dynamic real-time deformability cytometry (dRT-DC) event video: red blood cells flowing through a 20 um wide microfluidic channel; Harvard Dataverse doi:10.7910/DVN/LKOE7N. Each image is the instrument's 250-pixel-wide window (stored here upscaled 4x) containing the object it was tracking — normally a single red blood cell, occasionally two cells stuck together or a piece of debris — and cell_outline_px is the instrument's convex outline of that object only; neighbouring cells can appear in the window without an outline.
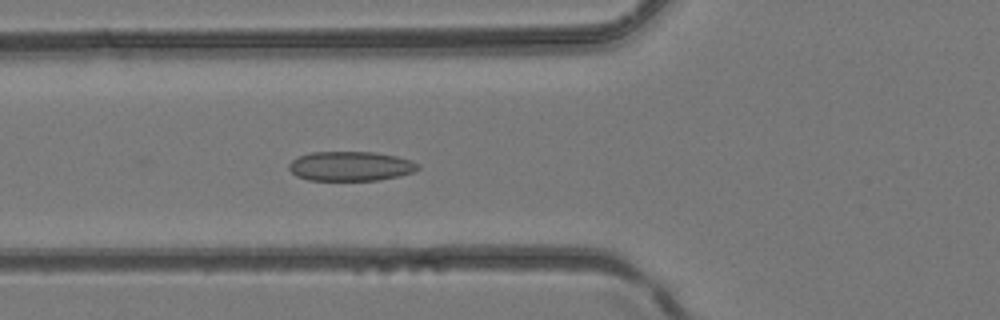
{"species": "common noctule bat (a hibernating species)", "species_latin": "Nyctalus noctula", "temperature_condition": "room temperature", "stored_images_in_passage": 36, "camera_frame_rate_fps": 3000, "um_per_image_px": 0.085, "animal": {"sex": "female", "body_mass_g": 24.6, "forearm_length_mm": 56.2}, "frame": {"image": 1, "passage_image": 16, "time_ms": 5.0, "image_size_px": [1000, 320], "cell_outline_px": [[420, 168], [412, 172], [400, 176], [376, 180], [308, 180], [296, 176], [288, 168], [288, 164], [292, 160], [300, 156], [312, 152], [372, 152], [396, 156], [420, 164]], "centroid_in_image_um": [29.78, 14.13], "position_along_channel_um": 96.0, "area_um2": 22.08}}
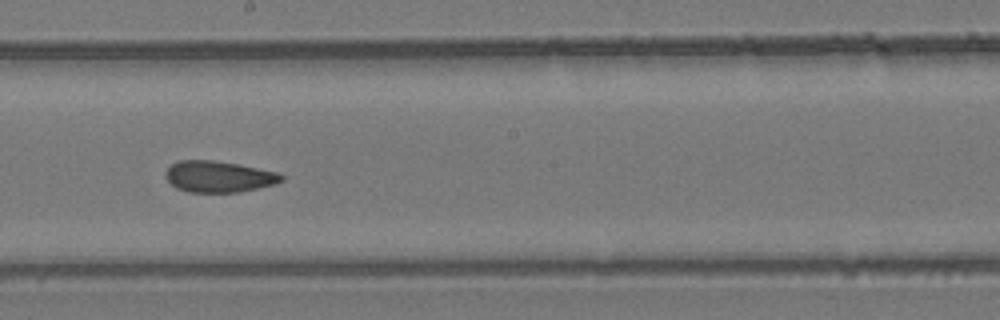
{"frame": {"image": 2, "passage_image": 24, "time_ms": 7.667, "image_size_px": [1000, 320], "cell_outline_px": [[284, 180], [272, 184], [240, 192], [188, 192], [176, 188], [164, 176], [164, 172], [172, 164], [180, 160], [212, 160], [236, 164], [276, 172], [284, 176]], "centroid_in_image_um": [18.54, 15.01], "position_along_channel_um": 229.7, "area_um2": 20.87}}
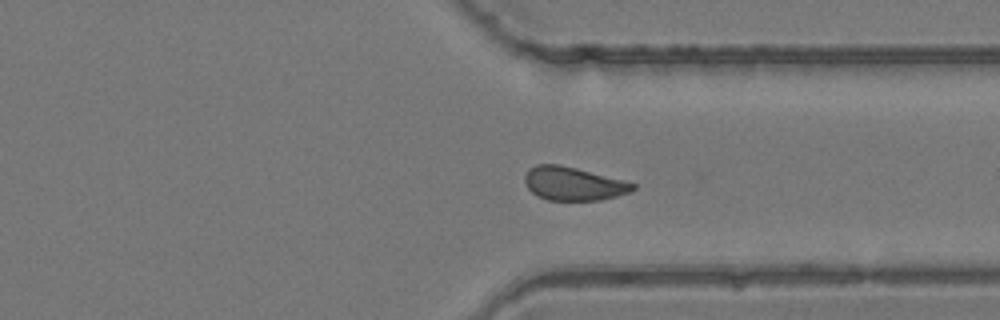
{"frame": {"image": 3, "passage_image": 32, "time_ms": 10.333, "image_size_px": [1000, 320], "cell_outline_px": [[636, 188], [628, 192], [616, 196], [600, 200], [548, 200], [532, 192], [528, 188], [524, 180], [524, 176], [536, 164], [560, 164], [576, 168], [636, 184]], "centroid_in_image_um": [48.72, 15.61], "position_along_channel_um": 362.7, "area_um2": 20.63}}